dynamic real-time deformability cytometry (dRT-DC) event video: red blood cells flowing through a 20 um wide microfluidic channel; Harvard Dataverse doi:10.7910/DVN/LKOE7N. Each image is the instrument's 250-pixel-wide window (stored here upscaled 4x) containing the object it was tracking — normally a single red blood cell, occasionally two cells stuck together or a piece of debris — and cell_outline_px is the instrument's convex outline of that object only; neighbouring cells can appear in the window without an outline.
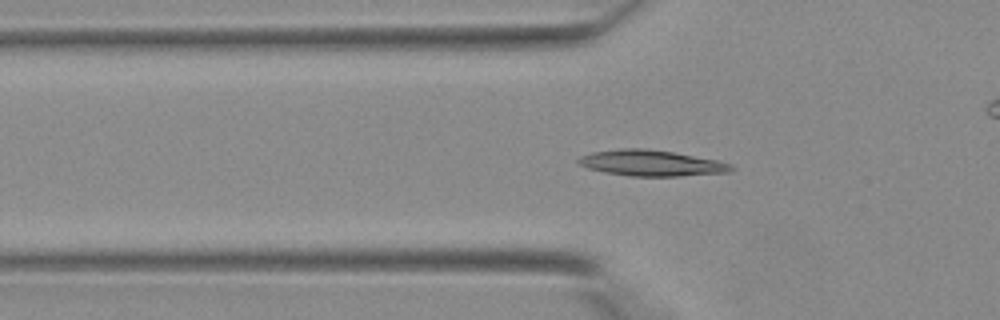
{"species": "Egyptian fruit bat (a non-hibernating species)", "species_latin": "Rousettus aegyptiacus", "temperature_condition": "warm", "stored_images_in_passage": 37, "camera_frame_rate_fps": 3000, "um_per_image_px": 0.085, "animal": {"sex": "female"}, "frame": {"image": 1, "passage_image": 9, "time_ms": 2.667, "image_size_px": [1000, 320], "cell_outline_px": [[736, 168], [728, 172], [680, 176], [632, 176], [604, 172], [588, 168], [580, 164], [576, 160], [580, 156], [592, 152], [620, 148], [644, 148], [672, 152], [720, 160], [732, 164]], "centroid_in_image_um": [55.39, 13.86], "position_along_channel_um": 70.4, "area_um2": 23.12}}
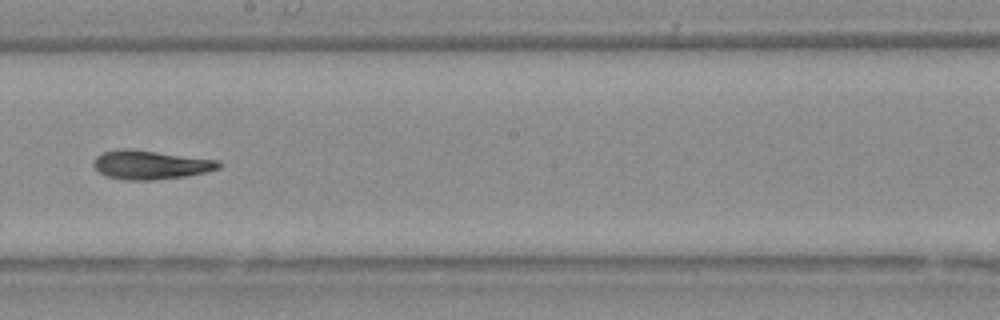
{"frame": {"image": 2, "passage_image": 19, "time_ms": 6.0, "image_size_px": [1000, 320], "cell_outline_px": [[220, 168], [204, 172], [184, 176], [152, 180], [128, 180], [108, 176], [100, 172], [92, 164], [96, 156], [104, 152], [124, 148], [128, 148], [220, 160]], "centroid_in_image_um": [12.79, 14.0], "position_along_channel_um": 235.4, "area_um2": 20.81}}
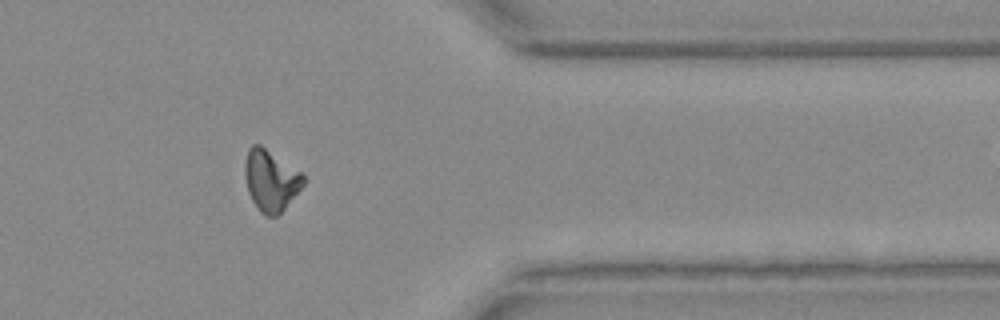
{"frame": {"image": 3, "passage_image": 29, "time_ms": 9.333, "image_size_px": [1000, 320], "cell_outline_px": [[304, 184], [284, 208], [276, 216], [264, 216], [260, 212], [252, 200], [248, 192], [244, 172], [244, 164], [248, 148], [252, 144], [260, 144], [300, 172], [304, 176]], "centroid_in_image_um": [22.97, 15.33], "position_along_channel_um": 388.4, "area_um2": 20.58}}